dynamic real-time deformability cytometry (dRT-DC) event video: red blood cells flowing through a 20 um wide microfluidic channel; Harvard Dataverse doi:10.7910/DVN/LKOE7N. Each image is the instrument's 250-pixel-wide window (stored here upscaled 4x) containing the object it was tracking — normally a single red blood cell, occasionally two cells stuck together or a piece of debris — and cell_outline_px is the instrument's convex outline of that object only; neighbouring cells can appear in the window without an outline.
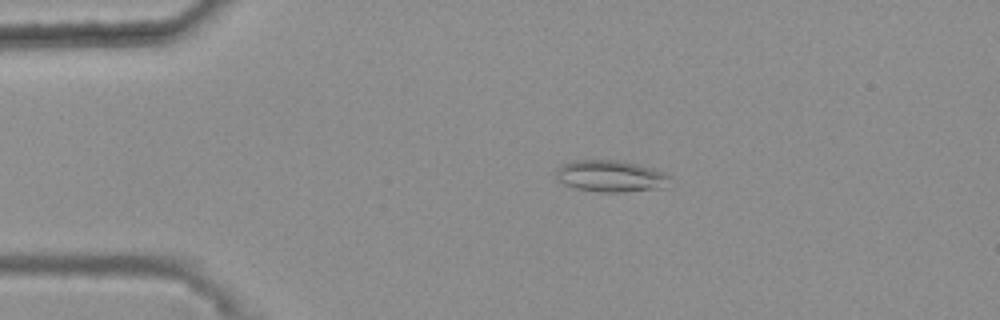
{"species": "common noctule bat (a hibernating species)", "species_latin": "Nyctalus noctula", "temperature_condition": "warm", "stored_images_in_passage": 45, "camera_frame_rate_fps": 3000, "um_per_image_px": 0.085, "animal": {"sex": "female", "body_mass_g": 25.1}, "frame": {"image": 1, "passage_image": 8, "time_ms": 2.333, "image_size_px": [1000, 320], "cell_outline_px": [[668, 188], [624, 192], [600, 192], [576, 188], [564, 184], [556, 180], [556, 168], [560, 164], [576, 160], [620, 160], [652, 168], [664, 172], [668, 176]], "centroid_in_image_um": [51.89, 14.97], "position_along_channel_um": 33.1, "area_um2": 21.21}}
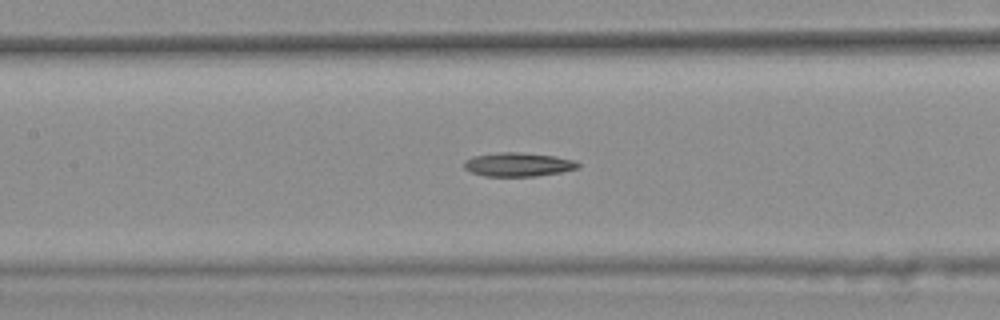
{"frame": {"image": 2, "passage_image": 22, "time_ms": 7.0, "image_size_px": [1000, 320], "cell_outline_px": [[580, 168], [560, 172], [536, 176], [484, 176], [472, 172], [464, 168], [464, 160], [472, 156], [500, 152], [520, 152], [556, 156], [576, 160], [580, 164]], "centroid_in_image_um": [44.06, 13.97], "position_along_channel_um": 163.3, "area_um2": 15.95}}
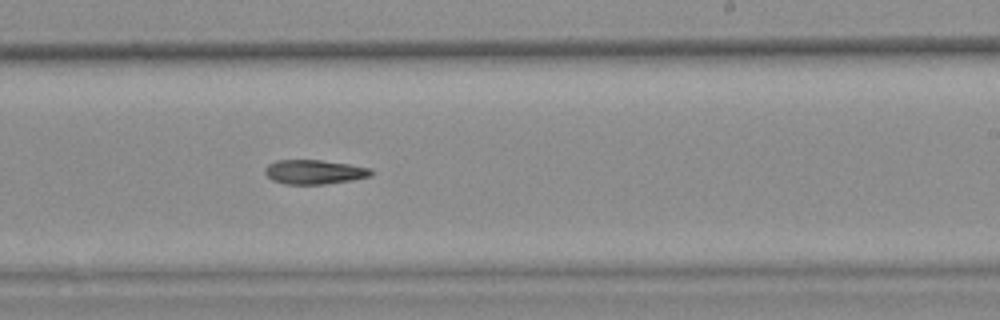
{"frame": {"image": 3, "passage_image": 30, "time_ms": 9.667, "image_size_px": [1000, 320], "cell_outline_px": [[372, 176], [352, 180], [324, 184], [284, 184], [272, 180], [264, 172], [268, 164], [276, 160], [320, 160], [348, 164], [372, 168]], "centroid_in_image_um": [26.72, 14.62], "position_along_channel_um": 262.3, "area_um2": 15.03}}